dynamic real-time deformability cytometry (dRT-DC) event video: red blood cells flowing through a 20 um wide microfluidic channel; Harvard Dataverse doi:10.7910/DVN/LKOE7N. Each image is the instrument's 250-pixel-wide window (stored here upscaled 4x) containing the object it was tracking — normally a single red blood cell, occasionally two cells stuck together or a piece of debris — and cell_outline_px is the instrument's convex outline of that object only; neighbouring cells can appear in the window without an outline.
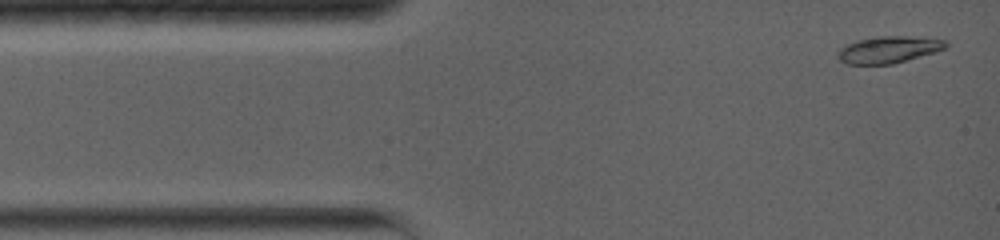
{"species": "common noctule bat (a hibernating species)", "species_latin": "Nyctalus noctula", "temperature_condition": "warm", "stored_images_in_passage": 41, "camera_frame_rate_fps": 5000, "um_per_image_px": 0.085, "animal": {"sex": "female", "body_mass_g": 19.0, "forearm_length_mm": 56.7}, "frame": {"image": 1, "passage_image": 1, "time_ms": 0.0, "image_size_px": [1000, 240], "cell_outline_px": [[948, 44], [944, 48], [936, 52], [892, 64], [848, 64], [840, 60], [836, 56], [836, 52], [840, 48], [856, 40], [880, 36], [904, 36], [948, 40]], "centroid_in_image_um": [75.51, 4.22], "position_along_channel_um": 9.5, "area_um2": 16.82}}
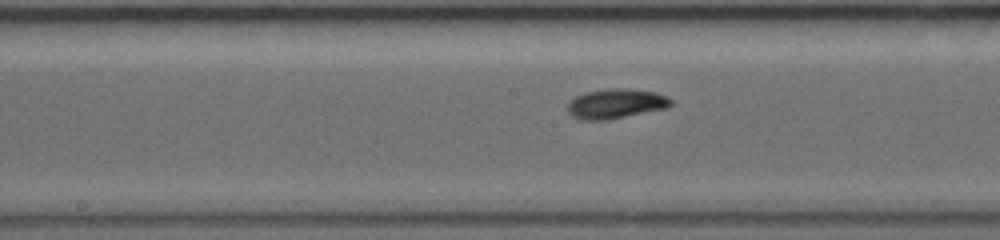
{"frame": {"image": 2, "passage_image": 19, "time_ms": 6.4, "image_size_px": [1000, 240], "cell_outline_px": [[672, 104], [668, 108], [608, 120], [580, 120], [572, 116], [568, 112], [568, 100], [584, 92], [608, 88], [624, 88], [656, 92], [668, 96], [672, 100]], "centroid_in_image_um": [52.35, 8.81], "position_along_channel_um": 195.9, "area_um2": 18.21}}
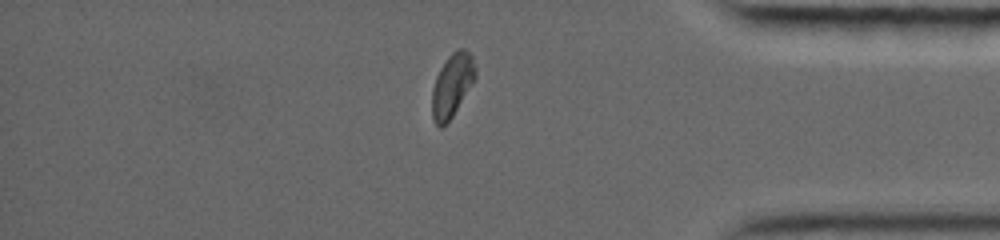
{"frame": {"image": 3, "passage_image": 35, "time_ms": 12.0, "image_size_px": [1000, 240], "cell_outline_px": [[476, 76], [452, 116], [440, 128], [432, 120], [432, 88], [436, 76], [440, 68], [448, 56], [452, 52], [460, 48], [464, 48], [472, 56], [476, 68]], "centroid_in_image_um": [38.41, 7.22], "position_along_channel_um": 396.8, "area_um2": 15.72}, "authors_computed_cell_mechanics": {"area_um2": 16.5886, "velocity_mm_per_s": 3.9558, "shape_relaxation_time_tau1_ms": 3.3492, "shape_relaxation_time_tau2_ms": 3.031, "deformation_change_tau1": 0.1455, "deformation_change_tau2": 0.0212}}